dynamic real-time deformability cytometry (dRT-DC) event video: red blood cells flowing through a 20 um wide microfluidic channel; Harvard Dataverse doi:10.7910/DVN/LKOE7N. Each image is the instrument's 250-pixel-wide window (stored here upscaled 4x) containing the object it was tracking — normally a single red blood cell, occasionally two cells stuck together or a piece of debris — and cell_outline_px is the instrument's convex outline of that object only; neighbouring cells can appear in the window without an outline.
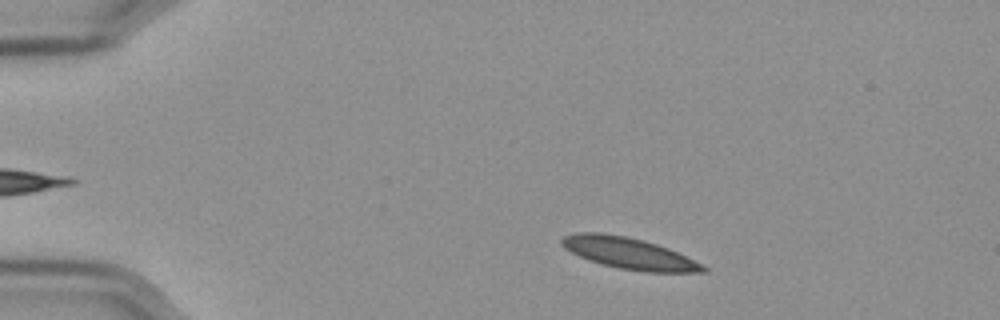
{"species": "Egyptian fruit bat (a non-hibernating species)", "species_latin": "Rousettus aegyptiacus", "temperature_condition": "cold", "stored_images_in_passage": 53, "camera_frame_rate_fps": 3000, "um_per_image_px": 0.085, "frame": {"image": 1, "passage_image": 6, "time_ms": 1.667, "image_size_px": [1000, 320], "cell_outline_px": [[708, 272], [644, 272], [620, 268], [600, 264], [588, 260], [564, 248], [560, 244], [560, 240], [564, 236], [576, 232], [600, 232], [628, 236], [644, 240], [668, 248], [708, 268]], "centroid_in_image_um": [53.4, 21.52], "position_along_channel_um": 31.6, "area_um2": 25.78}}
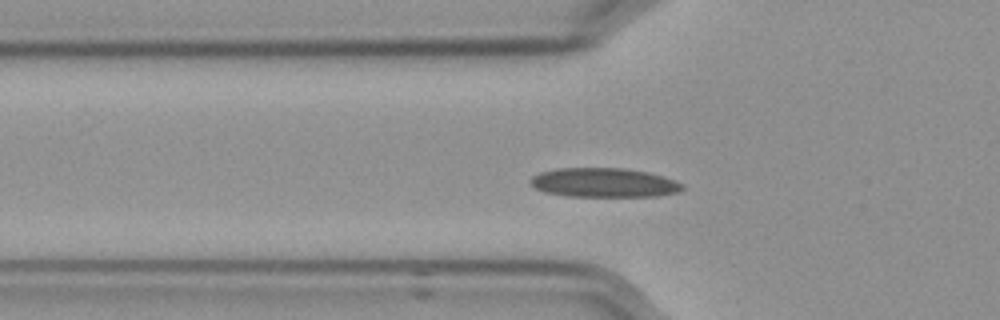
{"frame": {"image": 2, "passage_image": 15, "time_ms": 4.667, "image_size_px": [1000, 320], "cell_outline_px": [[684, 188], [680, 192], [656, 196], [568, 196], [544, 192], [528, 184], [528, 180], [532, 176], [540, 172], [560, 168], [624, 168], [648, 172], [684, 184]], "centroid_in_image_um": [51.3, 15.52], "position_along_channel_um": 74.5, "area_um2": 25.89}}
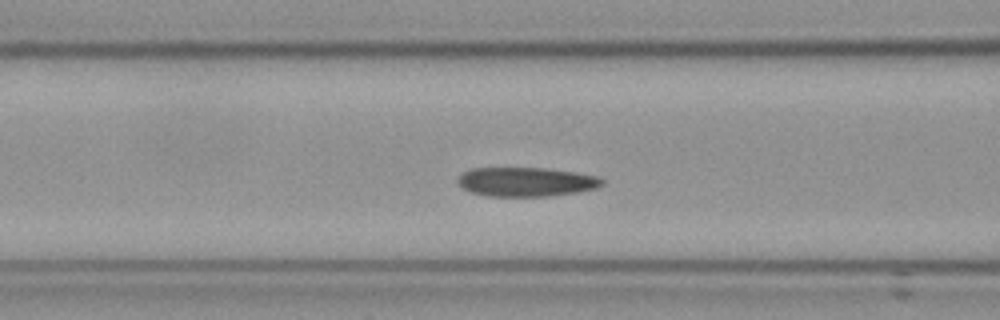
{"frame": {"image": 3, "passage_image": 19, "time_ms": 6.0, "image_size_px": [1000, 320], "cell_outline_px": [[604, 184], [596, 188], [576, 192], [548, 196], [488, 196], [472, 192], [460, 188], [456, 180], [460, 172], [472, 168], [544, 168], [576, 172], [596, 176], [604, 180]], "centroid_in_image_um": [44.66, 15.45], "position_along_channel_um": 121.9, "area_um2": 24.68}, "authors_computed_cell_mechanics": {"area_um2": 24.4494, "velocity_mm_per_s": 3.5367, "shape_relaxation_time_tau1_ms": null, "shape_relaxation_time_tau2_ms": 9.9287, "deformation_change_tau1": null, "deformation_change_tau2": 0.1021}}